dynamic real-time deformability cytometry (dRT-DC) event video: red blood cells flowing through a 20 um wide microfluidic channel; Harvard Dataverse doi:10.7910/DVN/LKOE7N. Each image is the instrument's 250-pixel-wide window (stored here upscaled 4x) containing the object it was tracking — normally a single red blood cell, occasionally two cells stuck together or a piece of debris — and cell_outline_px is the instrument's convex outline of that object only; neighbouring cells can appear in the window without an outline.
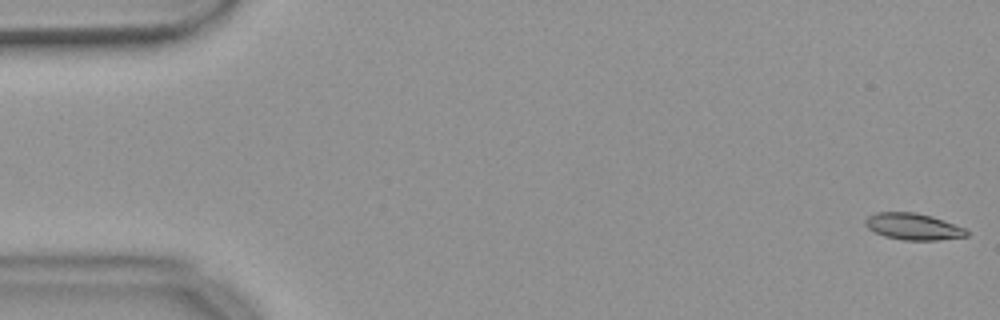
{"species": "common noctule bat (a hibernating species)", "species_latin": "Nyctalus noctula", "temperature_condition": "warm", "stored_images_in_passage": 55, "camera_frame_rate_fps": 3000, "um_per_image_px": 0.085, "animal": {"sex": "female", "body_mass_g": 18.4}, "frame": {"image": 1, "passage_image": 1, "time_ms": 0.0, "image_size_px": [1000, 320], "cell_outline_px": [[968, 236], [936, 240], [904, 240], [884, 236], [868, 228], [864, 224], [864, 220], [868, 216], [876, 212], [916, 212], [932, 216], [964, 228], [968, 232]], "centroid_in_image_um": [77.59, 19.25], "position_along_channel_um": 7.4, "area_um2": 15.61}}
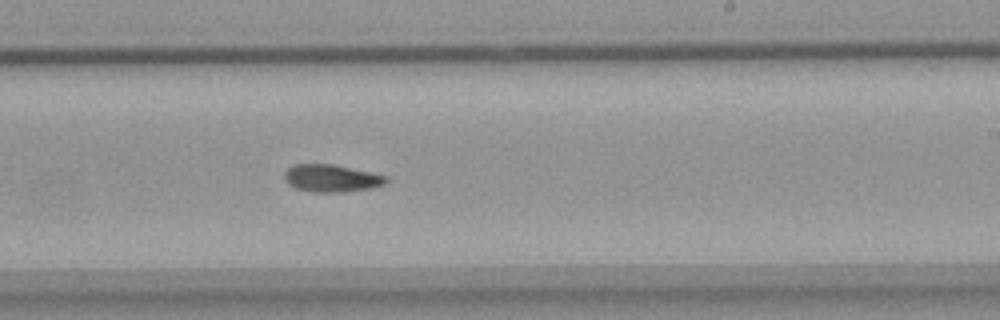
{"frame": {"image": 2, "passage_image": 33, "time_ms": 10.667, "image_size_px": [1000, 320], "cell_outline_px": [[388, 180], [384, 184], [372, 188], [340, 192], [312, 192], [296, 188], [288, 184], [284, 180], [284, 172], [292, 164], [332, 164], [388, 176]], "centroid_in_image_um": [28.14, 15.15], "position_along_channel_um": 260.9, "area_um2": 16.24}}
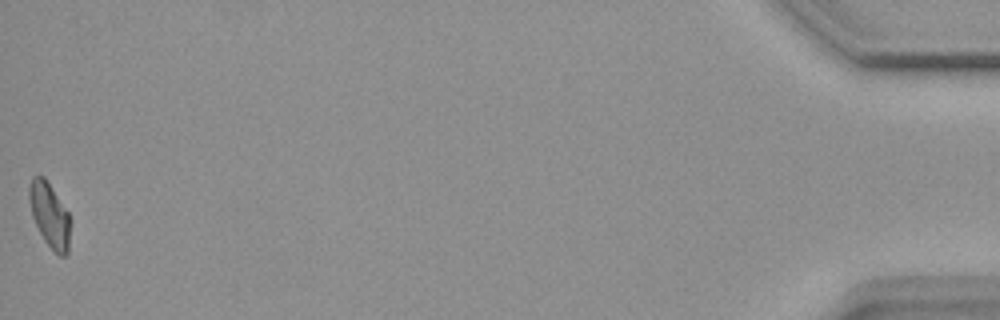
{"frame": {"image": 3, "passage_image": 55, "time_ms": 18.0, "image_size_px": [1000, 320], "cell_outline_px": [[68, 252], [64, 256], [60, 256], [44, 240], [32, 216], [28, 200], [28, 188], [32, 176], [44, 176], [68, 212]], "centroid_in_image_um": [4.16, 18.23], "position_along_channel_um": 431.0, "area_um2": 15.03}}